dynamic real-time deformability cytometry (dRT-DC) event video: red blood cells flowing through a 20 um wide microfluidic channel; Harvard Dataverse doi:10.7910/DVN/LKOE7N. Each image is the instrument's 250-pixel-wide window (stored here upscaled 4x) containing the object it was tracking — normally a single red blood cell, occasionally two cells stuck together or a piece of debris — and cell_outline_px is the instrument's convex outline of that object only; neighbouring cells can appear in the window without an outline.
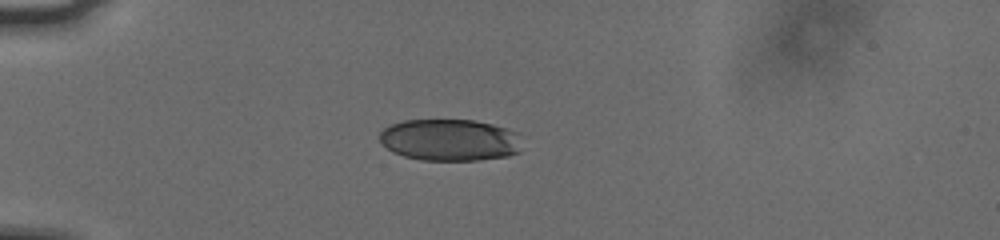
{"species": "human", "species_latin": "Homo sapiens", "temperature_condition": "cold", "stored_images_in_passage": 1, "camera_frame_rate_fps": 3000, "um_per_image_px": 0.085, "donor": {"sex": "male"}, "frame": {"image": 1, "passage_image": 1, "time_ms": 0.0, "image_size_px": [1000, 240], "cell_outline_px": [[508, 152], [496, 156], [464, 160], [436, 160], [412, 156], [388, 128], [400, 124], [416, 120], [464, 120], [484, 124], [496, 128]], "centroid_in_image_um": [38.19, 11.87], "position_along_channel_um": 46.8, "area_um2": 26.93}}